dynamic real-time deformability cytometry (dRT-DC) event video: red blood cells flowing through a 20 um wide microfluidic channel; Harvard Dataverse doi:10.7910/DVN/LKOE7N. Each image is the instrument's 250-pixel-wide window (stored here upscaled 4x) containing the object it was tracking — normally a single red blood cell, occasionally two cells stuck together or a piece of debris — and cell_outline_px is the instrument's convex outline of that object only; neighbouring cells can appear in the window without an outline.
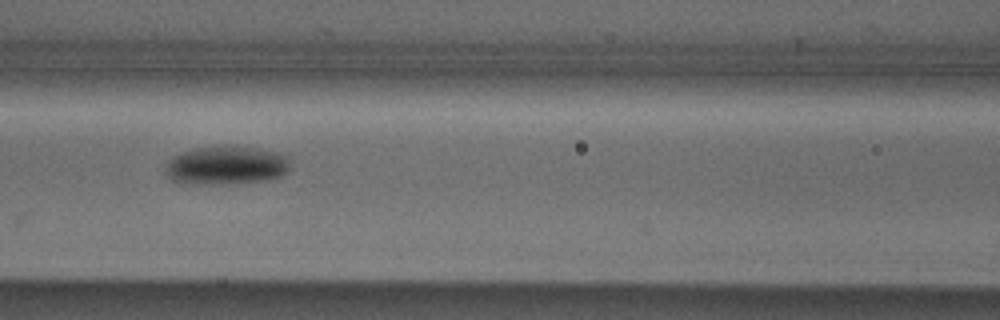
{"species": "Egyptian fruit bat (a non-hibernating species)", "species_latin": "Rousettus aegyptiacus", "temperature_condition": "cold", "stored_images_in_passage": 7, "camera_frame_rate_fps": 3000, "um_per_image_px": 0.085, "animal": {"sex": "male"}, "frame": {"image": 1, "passage_image": 5, "time_ms": 1.333, "image_size_px": [1000, 320], "cell_outline_px": [[288, 172], [280, 176], [268, 180], [224, 184], [212, 184], [172, 180], [164, 172], [164, 168], [168, 160], [172, 156], [180, 152], [192, 148], [228, 144], [232, 144], [256, 148], [276, 152], [288, 156]], "centroid_in_image_um": [19.21, 14.01], "position_along_channel_um": 147.4, "area_um2": 28.38}}